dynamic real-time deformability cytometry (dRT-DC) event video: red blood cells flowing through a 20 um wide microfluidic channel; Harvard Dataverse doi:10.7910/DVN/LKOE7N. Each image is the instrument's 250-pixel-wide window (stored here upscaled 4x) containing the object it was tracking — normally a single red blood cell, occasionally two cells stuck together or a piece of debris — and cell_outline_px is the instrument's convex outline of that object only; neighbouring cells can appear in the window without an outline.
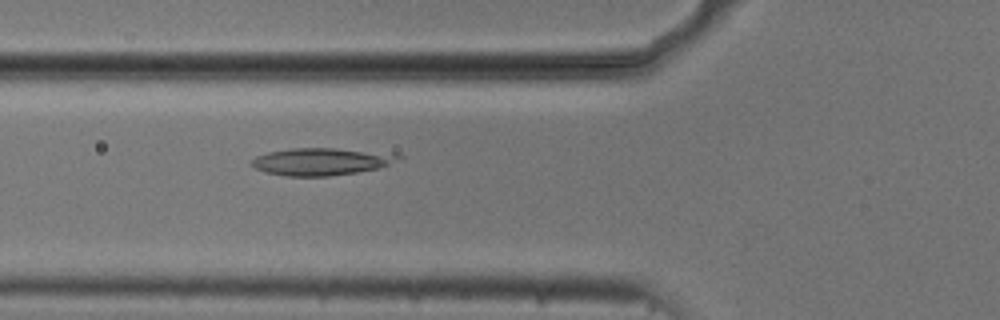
{"species": "common noctule bat (a hibernating species)", "species_latin": "Nyctalus noctula", "temperature_condition": "cold", "stored_images_in_passage": 37, "camera_frame_rate_fps": 3000, "um_per_image_px": 0.085, "animal": {"sex": "male", "body_mass_g": 20.5, "forearm_length_mm": 52.5}, "frame": {"image": 1, "passage_image": 3, "time_ms": 0.667, "image_size_px": [1000, 320], "cell_outline_px": [[404, 156], [380, 168], [356, 172], [328, 176], [288, 176], [268, 172], [256, 168], [252, 164], [252, 160], [256, 156], [268, 152], [292, 148], [336, 148], [396, 152]], "centroid_in_image_um": [27.4, 13.71], "position_along_channel_um": 98.4, "area_um2": 23.41}}
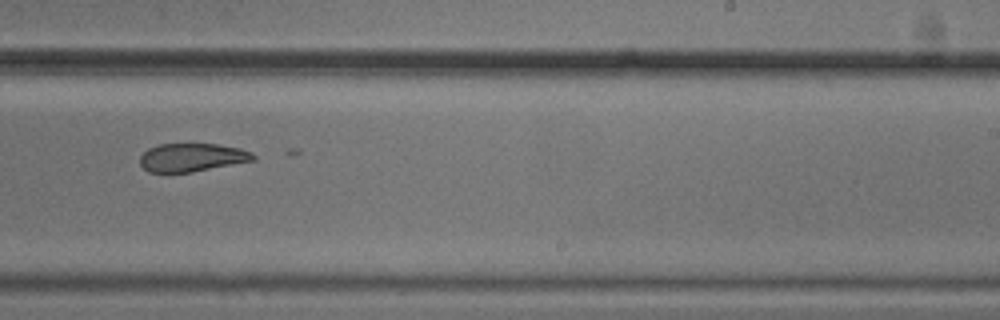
{"frame": {"image": 2, "passage_image": 17, "time_ms": 5.333, "image_size_px": [1000, 320], "cell_outline_px": [[256, 160], [192, 172], [148, 172], [140, 164], [140, 156], [148, 148], [160, 144], [216, 144], [240, 148], [252, 152], [256, 156]], "centroid_in_image_um": [16.33, 13.38], "position_along_channel_um": 272.7, "area_um2": 18.67}}
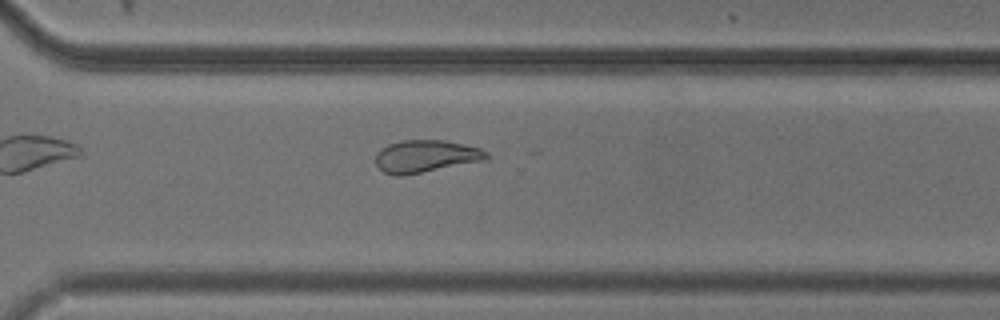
{"frame": {"image": 3, "passage_image": 22, "time_ms": 7.0, "image_size_px": [1000, 320], "cell_outline_px": [[488, 160], [404, 176], [396, 176], [384, 172], [376, 164], [376, 152], [380, 148], [388, 144], [404, 140], [444, 140], [464, 144], [480, 148], [488, 152]], "centroid_in_image_um": [36.21, 13.29], "position_along_channel_um": 334.4, "area_um2": 21.21}}